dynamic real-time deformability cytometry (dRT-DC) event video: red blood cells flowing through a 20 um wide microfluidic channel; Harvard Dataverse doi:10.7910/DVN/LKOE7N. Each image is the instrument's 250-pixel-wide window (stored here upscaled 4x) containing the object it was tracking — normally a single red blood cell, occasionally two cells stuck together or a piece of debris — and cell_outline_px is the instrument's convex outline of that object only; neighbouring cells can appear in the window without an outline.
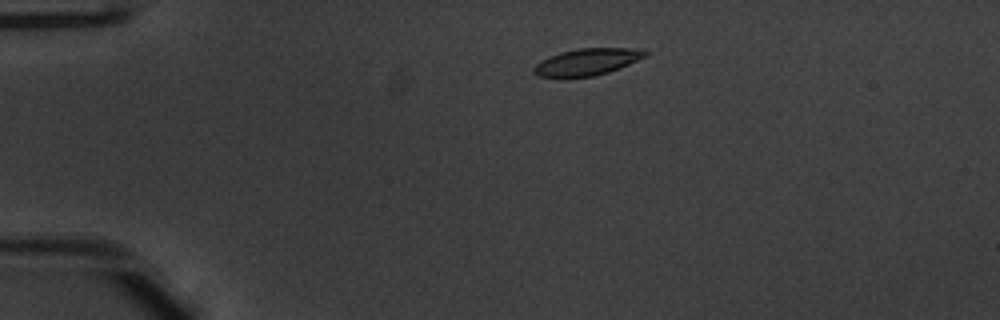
{"species": "common noctule bat (a hibernating species)", "species_latin": "Nyctalus noctula", "temperature_condition": "warm", "stored_images_in_passage": 47, "camera_frame_rate_fps": 3000, "um_per_image_px": 0.085, "animal": {"sex": "male", "body_mass_g": 20.1, "forearm_length_mm": 53.5}, "frame": {"image": 1, "passage_image": 6, "time_ms": 1.667, "image_size_px": [1000, 320], "cell_outline_px": [[648, 56], [608, 72], [596, 76], [564, 80], [536, 76], [532, 72], [532, 68], [540, 60], [548, 56], [560, 52], [580, 48], [628, 48], [648, 52]], "centroid_in_image_um": [49.77, 5.31], "position_along_channel_um": 35.2, "area_um2": 18.03}}
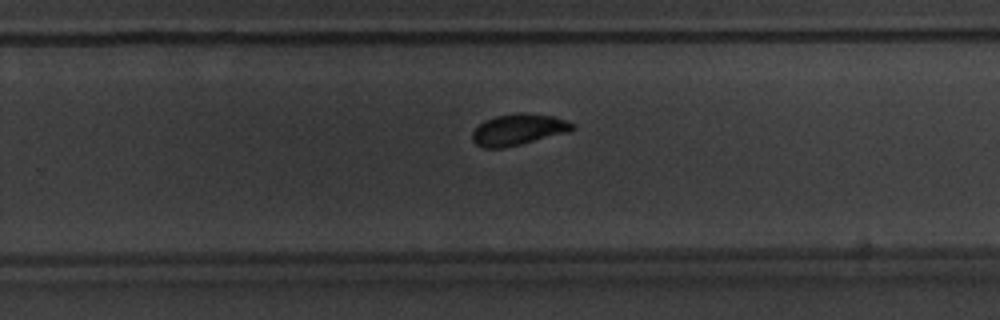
{"frame": {"image": 2, "passage_image": 29, "time_ms": 9.333, "image_size_px": [1000, 320], "cell_outline_px": [[576, 128], [572, 132], [504, 148], [484, 148], [476, 144], [472, 140], [472, 132], [484, 120], [496, 116], [516, 112], [524, 112], [552, 116], [576, 124]], "centroid_in_image_um": [44.1, 11.01], "position_along_channel_um": 285.7, "area_um2": 18.5}}
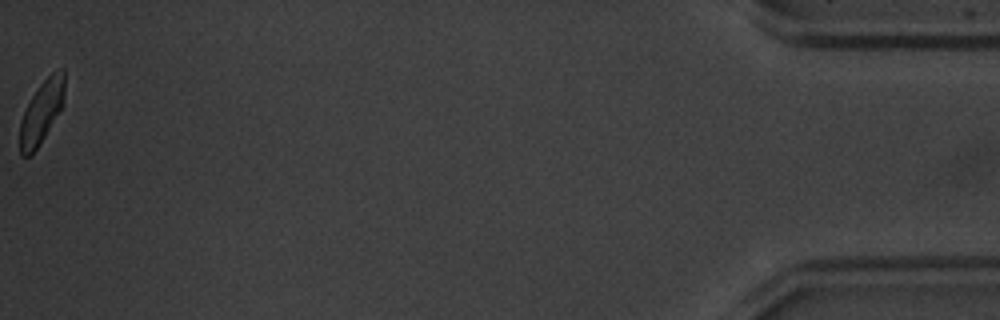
{"frame": {"image": 3, "passage_image": 47, "time_ms": 15.333, "image_size_px": [1000, 320], "cell_outline_px": [[64, 104], [44, 136], [36, 148], [28, 156], [20, 156], [20, 120], [32, 96], [40, 84], [52, 72], [60, 68], [64, 68]], "centroid_in_image_um": [3.54, 9.48], "position_along_channel_um": 431.7, "area_um2": 16.01}, "authors_computed_cell_mechanics": {"area_um2": 17.9758, "velocity_mm_per_s": 3.9267, "shape_relaxation_time_tau1_ms": 6.3684, "shape_relaxation_time_tau2_ms": 1.2947, "deformation_change_tau1": 0.2384, "deformation_change_tau2": 0.0697}}